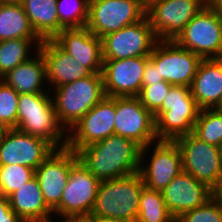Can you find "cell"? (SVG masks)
<instances>
[{"label": "cell", "instance_id": "30", "mask_svg": "<svg viewBox=\"0 0 222 222\" xmlns=\"http://www.w3.org/2000/svg\"><path fill=\"white\" fill-rule=\"evenodd\" d=\"M90 0H57L56 8L63 29L86 27L89 16Z\"/></svg>", "mask_w": 222, "mask_h": 222}, {"label": "cell", "instance_id": "21", "mask_svg": "<svg viewBox=\"0 0 222 222\" xmlns=\"http://www.w3.org/2000/svg\"><path fill=\"white\" fill-rule=\"evenodd\" d=\"M39 51L45 59L46 82L50 91L92 74L82 63L73 60L53 39L42 40Z\"/></svg>", "mask_w": 222, "mask_h": 222}, {"label": "cell", "instance_id": "20", "mask_svg": "<svg viewBox=\"0 0 222 222\" xmlns=\"http://www.w3.org/2000/svg\"><path fill=\"white\" fill-rule=\"evenodd\" d=\"M53 40L92 73H102V41L87 27L63 29Z\"/></svg>", "mask_w": 222, "mask_h": 222}, {"label": "cell", "instance_id": "14", "mask_svg": "<svg viewBox=\"0 0 222 222\" xmlns=\"http://www.w3.org/2000/svg\"><path fill=\"white\" fill-rule=\"evenodd\" d=\"M116 97L105 96L68 132L67 148L76 153L83 147L115 134Z\"/></svg>", "mask_w": 222, "mask_h": 222}, {"label": "cell", "instance_id": "23", "mask_svg": "<svg viewBox=\"0 0 222 222\" xmlns=\"http://www.w3.org/2000/svg\"><path fill=\"white\" fill-rule=\"evenodd\" d=\"M8 199L11 209L23 222L55 221L53 220V211L46 205L38 179L35 176L13 192Z\"/></svg>", "mask_w": 222, "mask_h": 222}, {"label": "cell", "instance_id": "13", "mask_svg": "<svg viewBox=\"0 0 222 222\" xmlns=\"http://www.w3.org/2000/svg\"><path fill=\"white\" fill-rule=\"evenodd\" d=\"M208 0H157L146 16L158 40H175Z\"/></svg>", "mask_w": 222, "mask_h": 222}, {"label": "cell", "instance_id": "7", "mask_svg": "<svg viewBox=\"0 0 222 222\" xmlns=\"http://www.w3.org/2000/svg\"><path fill=\"white\" fill-rule=\"evenodd\" d=\"M100 182L78 160L70 169V175L62 192L60 204L53 210V216L61 218L60 221L90 216Z\"/></svg>", "mask_w": 222, "mask_h": 222}, {"label": "cell", "instance_id": "19", "mask_svg": "<svg viewBox=\"0 0 222 222\" xmlns=\"http://www.w3.org/2000/svg\"><path fill=\"white\" fill-rule=\"evenodd\" d=\"M161 193L166 207L175 219L204 205L213 197L212 189L184 171L175 176Z\"/></svg>", "mask_w": 222, "mask_h": 222}, {"label": "cell", "instance_id": "44", "mask_svg": "<svg viewBox=\"0 0 222 222\" xmlns=\"http://www.w3.org/2000/svg\"><path fill=\"white\" fill-rule=\"evenodd\" d=\"M220 157H221V164H222V143L219 145Z\"/></svg>", "mask_w": 222, "mask_h": 222}, {"label": "cell", "instance_id": "18", "mask_svg": "<svg viewBox=\"0 0 222 222\" xmlns=\"http://www.w3.org/2000/svg\"><path fill=\"white\" fill-rule=\"evenodd\" d=\"M146 57L103 59L102 76L107 97L138 96Z\"/></svg>", "mask_w": 222, "mask_h": 222}, {"label": "cell", "instance_id": "33", "mask_svg": "<svg viewBox=\"0 0 222 222\" xmlns=\"http://www.w3.org/2000/svg\"><path fill=\"white\" fill-rule=\"evenodd\" d=\"M175 222H222V206L212 197L204 205L181 214Z\"/></svg>", "mask_w": 222, "mask_h": 222}, {"label": "cell", "instance_id": "26", "mask_svg": "<svg viewBox=\"0 0 222 222\" xmlns=\"http://www.w3.org/2000/svg\"><path fill=\"white\" fill-rule=\"evenodd\" d=\"M16 38L40 39L33 31L22 4L0 3V41Z\"/></svg>", "mask_w": 222, "mask_h": 222}, {"label": "cell", "instance_id": "9", "mask_svg": "<svg viewBox=\"0 0 222 222\" xmlns=\"http://www.w3.org/2000/svg\"><path fill=\"white\" fill-rule=\"evenodd\" d=\"M183 171L214 189L222 177L219 147L200 140L193 133L177 138Z\"/></svg>", "mask_w": 222, "mask_h": 222}, {"label": "cell", "instance_id": "27", "mask_svg": "<svg viewBox=\"0 0 222 222\" xmlns=\"http://www.w3.org/2000/svg\"><path fill=\"white\" fill-rule=\"evenodd\" d=\"M41 43V39L24 38L0 41V79L19 64L29 60L30 56H34V53L31 55L32 52H37Z\"/></svg>", "mask_w": 222, "mask_h": 222}, {"label": "cell", "instance_id": "34", "mask_svg": "<svg viewBox=\"0 0 222 222\" xmlns=\"http://www.w3.org/2000/svg\"><path fill=\"white\" fill-rule=\"evenodd\" d=\"M172 86L167 81H161L150 86H142L137 97L141 104L154 115L161 108L163 100Z\"/></svg>", "mask_w": 222, "mask_h": 222}, {"label": "cell", "instance_id": "45", "mask_svg": "<svg viewBox=\"0 0 222 222\" xmlns=\"http://www.w3.org/2000/svg\"><path fill=\"white\" fill-rule=\"evenodd\" d=\"M120 222H139V221L137 220V218H135V219L125 220V221H120Z\"/></svg>", "mask_w": 222, "mask_h": 222}, {"label": "cell", "instance_id": "39", "mask_svg": "<svg viewBox=\"0 0 222 222\" xmlns=\"http://www.w3.org/2000/svg\"><path fill=\"white\" fill-rule=\"evenodd\" d=\"M11 128L6 125L0 118V139L4 137Z\"/></svg>", "mask_w": 222, "mask_h": 222}, {"label": "cell", "instance_id": "42", "mask_svg": "<svg viewBox=\"0 0 222 222\" xmlns=\"http://www.w3.org/2000/svg\"><path fill=\"white\" fill-rule=\"evenodd\" d=\"M139 1L145 8H148L153 2L157 0H139Z\"/></svg>", "mask_w": 222, "mask_h": 222}, {"label": "cell", "instance_id": "40", "mask_svg": "<svg viewBox=\"0 0 222 222\" xmlns=\"http://www.w3.org/2000/svg\"><path fill=\"white\" fill-rule=\"evenodd\" d=\"M210 3L218 10L222 15V0H211Z\"/></svg>", "mask_w": 222, "mask_h": 222}, {"label": "cell", "instance_id": "17", "mask_svg": "<svg viewBox=\"0 0 222 222\" xmlns=\"http://www.w3.org/2000/svg\"><path fill=\"white\" fill-rule=\"evenodd\" d=\"M54 150L46 140L12 128L0 139V165L18 164L36 170Z\"/></svg>", "mask_w": 222, "mask_h": 222}, {"label": "cell", "instance_id": "25", "mask_svg": "<svg viewBox=\"0 0 222 222\" xmlns=\"http://www.w3.org/2000/svg\"><path fill=\"white\" fill-rule=\"evenodd\" d=\"M57 0H23L29 23L41 40L54 39L60 33Z\"/></svg>", "mask_w": 222, "mask_h": 222}, {"label": "cell", "instance_id": "24", "mask_svg": "<svg viewBox=\"0 0 222 222\" xmlns=\"http://www.w3.org/2000/svg\"><path fill=\"white\" fill-rule=\"evenodd\" d=\"M1 79L19 94L51 92L46 89V63L39 50L29 60L10 70Z\"/></svg>", "mask_w": 222, "mask_h": 222}, {"label": "cell", "instance_id": "12", "mask_svg": "<svg viewBox=\"0 0 222 222\" xmlns=\"http://www.w3.org/2000/svg\"><path fill=\"white\" fill-rule=\"evenodd\" d=\"M149 58L155 63L164 81L174 86L186 87L191 86L203 60L173 40H159Z\"/></svg>", "mask_w": 222, "mask_h": 222}, {"label": "cell", "instance_id": "8", "mask_svg": "<svg viewBox=\"0 0 222 222\" xmlns=\"http://www.w3.org/2000/svg\"><path fill=\"white\" fill-rule=\"evenodd\" d=\"M151 146L154 147L153 150ZM149 149L152 150L151 153L148 152ZM146 156L151 158L146 160ZM140 162L139 173L144 186L159 192L183 171L182 157L176 141L157 140L143 147Z\"/></svg>", "mask_w": 222, "mask_h": 222}, {"label": "cell", "instance_id": "15", "mask_svg": "<svg viewBox=\"0 0 222 222\" xmlns=\"http://www.w3.org/2000/svg\"><path fill=\"white\" fill-rule=\"evenodd\" d=\"M115 134L131 139L142 148L157 141L155 117L137 96L116 97Z\"/></svg>", "mask_w": 222, "mask_h": 222}, {"label": "cell", "instance_id": "38", "mask_svg": "<svg viewBox=\"0 0 222 222\" xmlns=\"http://www.w3.org/2000/svg\"><path fill=\"white\" fill-rule=\"evenodd\" d=\"M87 222H119L111 219H106V218H100V217H95V216H88L84 218Z\"/></svg>", "mask_w": 222, "mask_h": 222}, {"label": "cell", "instance_id": "41", "mask_svg": "<svg viewBox=\"0 0 222 222\" xmlns=\"http://www.w3.org/2000/svg\"><path fill=\"white\" fill-rule=\"evenodd\" d=\"M23 0H0L1 4H22Z\"/></svg>", "mask_w": 222, "mask_h": 222}, {"label": "cell", "instance_id": "2", "mask_svg": "<svg viewBox=\"0 0 222 222\" xmlns=\"http://www.w3.org/2000/svg\"><path fill=\"white\" fill-rule=\"evenodd\" d=\"M15 129L46 140L55 149L68 144V131L59 121L51 92L19 94Z\"/></svg>", "mask_w": 222, "mask_h": 222}, {"label": "cell", "instance_id": "46", "mask_svg": "<svg viewBox=\"0 0 222 222\" xmlns=\"http://www.w3.org/2000/svg\"><path fill=\"white\" fill-rule=\"evenodd\" d=\"M220 111H222V104L219 106V108H218Z\"/></svg>", "mask_w": 222, "mask_h": 222}, {"label": "cell", "instance_id": "32", "mask_svg": "<svg viewBox=\"0 0 222 222\" xmlns=\"http://www.w3.org/2000/svg\"><path fill=\"white\" fill-rule=\"evenodd\" d=\"M19 93L0 79V118L11 129L16 128Z\"/></svg>", "mask_w": 222, "mask_h": 222}, {"label": "cell", "instance_id": "28", "mask_svg": "<svg viewBox=\"0 0 222 222\" xmlns=\"http://www.w3.org/2000/svg\"><path fill=\"white\" fill-rule=\"evenodd\" d=\"M139 222H175L166 207L162 193L143 187L140 193L138 217Z\"/></svg>", "mask_w": 222, "mask_h": 222}, {"label": "cell", "instance_id": "5", "mask_svg": "<svg viewBox=\"0 0 222 222\" xmlns=\"http://www.w3.org/2000/svg\"><path fill=\"white\" fill-rule=\"evenodd\" d=\"M200 110L190 87L173 85L154 114L157 139L175 141L192 133Z\"/></svg>", "mask_w": 222, "mask_h": 222}, {"label": "cell", "instance_id": "6", "mask_svg": "<svg viewBox=\"0 0 222 222\" xmlns=\"http://www.w3.org/2000/svg\"><path fill=\"white\" fill-rule=\"evenodd\" d=\"M174 41L202 59L222 58V15L208 2Z\"/></svg>", "mask_w": 222, "mask_h": 222}, {"label": "cell", "instance_id": "22", "mask_svg": "<svg viewBox=\"0 0 222 222\" xmlns=\"http://www.w3.org/2000/svg\"><path fill=\"white\" fill-rule=\"evenodd\" d=\"M200 109H215L222 104V58L203 59L190 86Z\"/></svg>", "mask_w": 222, "mask_h": 222}, {"label": "cell", "instance_id": "37", "mask_svg": "<svg viewBox=\"0 0 222 222\" xmlns=\"http://www.w3.org/2000/svg\"><path fill=\"white\" fill-rule=\"evenodd\" d=\"M213 198L222 206V177L217 186L212 190Z\"/></svg>", "mask_w": 222, "mask_h": 222}, {"label": "cell", "instance_id": "43", "mask_svg": "<svg viewBox=\"0 0 222 222\" xmlns=\"http://www.w3.org/2000/svg\"><path fill=\"white\" fill-rule=\"evenodd\" d=\"M59 222H87L84 218L81 219H67Z\"/></svg>", "mask_w": 222, "mask_h": 222}, {"label": "cell", "instance_id": "3", "mask_svg": "<svg viewBox=\"0 0 222 222\" xmlns=\"http://www.w3.org/2000/svg\"><path fill=\"white\" fill-rule=\"evenodd\" d=\"M143 187L139 172L101 181L91 215L119 222L137 218Z\"/></svg>", "mask_w": 222, "mask_h": 222}, {"label": "cell", "instance_id": "36", "mask_svg": "<svg viewBox=\"0 0 222 222\" xmlns=\"http://www.w3.org/2000/svg\"><path fill=\"white\" fill-rule=\"evenodd\" d=\"M0 222H23L11 209L9 199L0 196Z\"/></svg>", "mask_w": 222, "mask_h": 222}, {"label": "cell", "instance_id": "4", "mask_svg": "<svg viewBox=\"0 0 222 222\" xmlns=\"http://www.w3.org/2000/svg\"><path fill=\"white\" fill-rule=\"evenodd\" d=\"M51 95L59 121L69 132L106 96L102 73H92L86 78L53 88Z\"/></svg>", "mask_w": 222, "mask_h": 222}, {"label": "cell", "instance_id": "31", "mask_svg": "<svg viewBox=\"0 0 222 222\" xmlns=\"http://www.w3.org/2000/svg\"><path fill=\"white\" fill-rule=\"evenodd\" d=\"M35 176V170L18 164L0 165V196L8 198Z\"/></svg>", "mask_w": 222, "mask_h": 222}, {"label": "cell", "instance_id": "1", "mask_svg": "<svg viewBox=\"0 0 222 222\" xmlns=\"http://www.w3.org/2000/svg\"><path fill=\"white\" fill-rule=\"evenodd\" d=\"M142 147L135 141L112 134L81 148L78 159L100 181L120 178L140 170Z\"/></svg>", "mask_w": 222, "mask_h": 222}, {"label": "cell", "instance_id": "11", "mask_svg": "<svg viewBox=\"0 0 222 222\" xmlns=\"http://www.w3.org/2000/svg\"><path fill=\"white\" fill-rule=\"evenodd\" d=\"M103 59L150 56L159 41L145 16L142 20L101 38Z\"/></svg>", "mask_w": 222, "mask_h": 222}, {"label": "cell", "instance_id": "10", "mask_svg": "<svg viewBox=\"0 0 222 222\" xmlns=\"http://www.w3.org/2000/svg\"><path fill=\"white\" fill-rule=\"evenodd\" d=\"M146 16L139 0H90L86 27L99 38L132 25Z\"/></svg>", "mask_w": 222, "mask_h": 222}, {"label": "cell", "instance_id": "16", "mask_svg": "<svg viewBox=\"0 0 222 222\" xmlns=\"http://www.w3.org/2000/svg\"><path fill=\"white\" fill-rule=\"evenodd\" d=\"M75 151L55 149L35 170L46 205L53 211L59 204L70 169L78 161Z\"/></svg>", "mask_w": 222, "mask_h": 222}, {"label": "cell", "instance_id": "29", "mask_svg": "<svg viewBox=\"0 0 222 222\" xmlns=\"http://www.w3.org/2000/svg\"><path fill=\"white\" fill-rule=\"evenodd\" d=\"M192 133L200 140L219 147L222 143V111L218 108L201 109Z\"/></svg>", "mask_w": 222, "mask_h": 222}, {"label": "cell", "instance_id": "35", "mask_svg": "<svg viewBox=\"0 0 222 222\" xmlns=\"http://www.w3.org/2000/svg\"><path fill=\"white\" fill-rule=\"evenodd\" d=\"M161 81H164V79L160 77V73L157 70L155 63L149 58V56H146V65L142 77V86L154 85L155 83H160Z\"/></svg>", "mask_w": 222, "mask_h": 222}]
</instances>
